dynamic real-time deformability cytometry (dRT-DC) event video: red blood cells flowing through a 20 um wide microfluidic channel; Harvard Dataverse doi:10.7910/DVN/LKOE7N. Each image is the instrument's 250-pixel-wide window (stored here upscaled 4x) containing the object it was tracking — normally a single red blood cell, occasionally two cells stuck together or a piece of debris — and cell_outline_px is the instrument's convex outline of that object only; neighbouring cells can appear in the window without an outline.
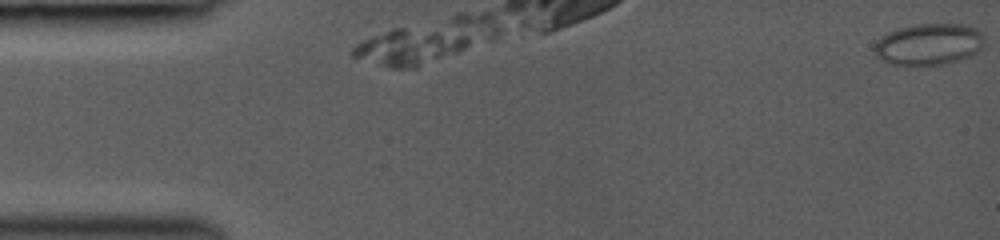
{"species": "common noctule bat (a hibernating species)", "species_latin": "Nyctalus noctula", "temperature_condition": "room temperature", "stored_images_in_passage": 30, "camera_frame_rate_fps": 3000, "um_per_image_px": 0.085, "animal": {"sex": "female", "body_mass_g": 19.0, "forearm_length_mm": 53.3}, "frame": {"image": 1, "passage_image": 1, "time_ms": 0.0, "image_size_px": [1000, 240], "cell_outline_px": [[984, 40], [980, 48], [976, 52], [960, 60], [928, 68], [888, 64], [880, 60], [872, 52], [872, 48], [876, 40], [888, 32], [900, 28], [916, 24], [964, 24], [976, 28], [984, 36]], "centroid_in_image_um": [78.87, 3.81], "position_along_channel_um": 6.1, "area_um2": 27.46}}